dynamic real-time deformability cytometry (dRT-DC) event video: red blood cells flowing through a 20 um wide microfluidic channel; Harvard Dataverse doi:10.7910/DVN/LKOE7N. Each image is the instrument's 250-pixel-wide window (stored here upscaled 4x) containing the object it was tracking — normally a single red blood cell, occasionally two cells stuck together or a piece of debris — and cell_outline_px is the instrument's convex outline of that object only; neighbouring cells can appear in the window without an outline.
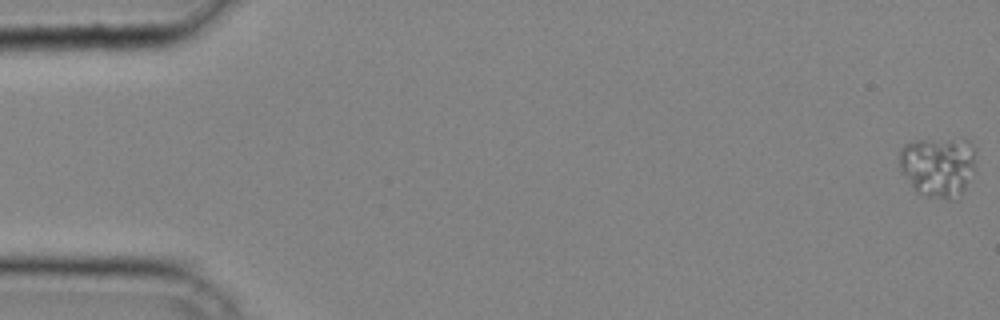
{"species": "common noctule bat (a hibernating species)", "species_latin": "Nyctalus noctula", "temperature_condition": "cold", "stored_images_in_passage": 42, "camera_frame_rate_fps": 3000, "um_per_image_px": 0.085, "animal": {"sex": "male", "body_mass_g": 20.4}, "frame": {"image": 1, "passage_image": 1, "time_ms": 0.0, "image_size_px": [1000, 320], "cell_outline_px": [[976, 148], [972, 168], [964, 188], [960, 192], [948, 200], [928, 196], [916, 192], [912, 188], [900, 172], [900, 148], [904, 144], [912, 140], [968, 140]], "centroid_in_image_um": [79.66, 14.13], "position_along_channel_um": 5.3, "area_um2": 26.47}}
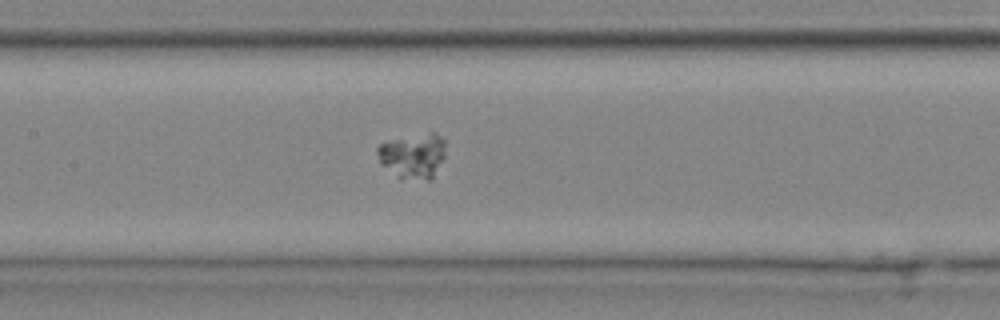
{"frame": {"image": 2, "passage_image": 21, "time_ms": 6.667, "image_size_px": [1000, 320], "cell_outline_px": [[444, 156], [432, 176], [428, 180], [400, 180], [380, 164], [376, 152], [376, 148], [380, 144], [388, 140], [432, 132], [440, 136], [444, 140]], "centroid_in_image_um": [35.04, 13.26], "position_along_channel_um": 172.4, "area_um2": 17.98}}
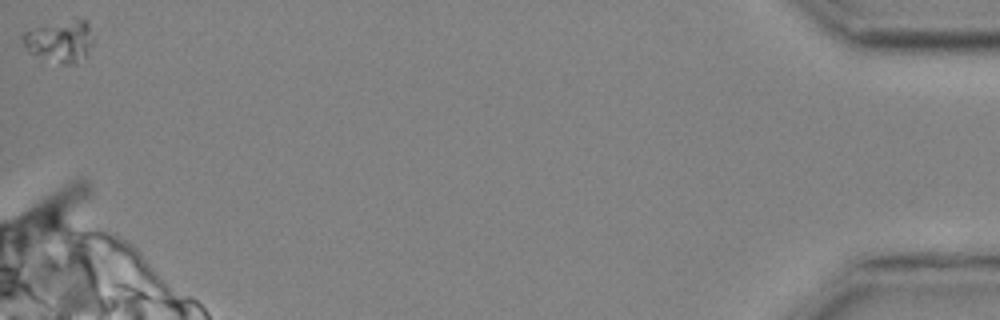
{"frame": {"image": 3, "passage_image": 42, "time_ms": 13.667, "image_size_px": [1000, 320], "cell_outline_px": [[92, 44], [76, 64], [60, 64], [28, 52], [20, 36], [24, 32], [36, 28], [80, 20], [88, 20], [92, 40]], "centroid_in_image_um": [5.07, 3.54], "position_along_channel_um": 430.1, "area_um2": 16.36}}